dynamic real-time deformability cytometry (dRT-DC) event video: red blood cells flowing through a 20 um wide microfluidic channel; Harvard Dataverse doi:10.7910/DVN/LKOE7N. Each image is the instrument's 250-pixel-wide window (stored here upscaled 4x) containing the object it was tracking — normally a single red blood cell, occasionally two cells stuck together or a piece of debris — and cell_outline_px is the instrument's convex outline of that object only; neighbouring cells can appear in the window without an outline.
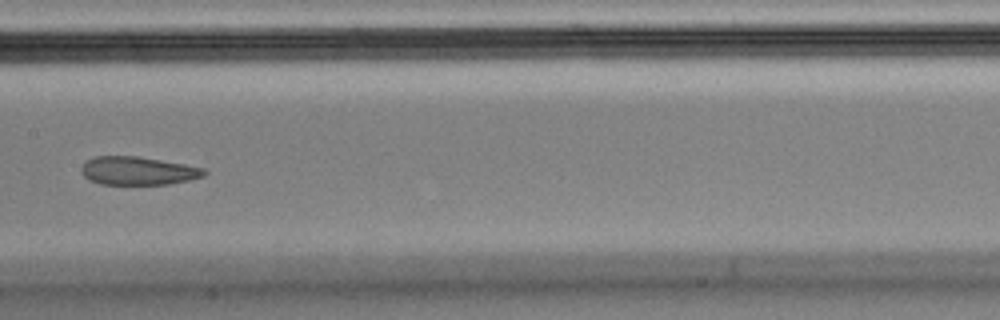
{"species": "Egyptian fruit bat (a non-hibernating species)", "species_latin": "Rousettus aegyptiacus", "temperature_condition": "cold", "stored_images_in_passage": 11, "camera_frame_rate_fps": 3000, "um_per_image_px": 0.085, "animal": {"sex": "male"}, "frame": {"image": 1, "passage_image": 8, "time_ms": 2.333, "image_size_px": [1000, 320], "cell_outline_px": [[208, 172], [204, 176], [192, 180], [168, 184], [100, 184], [88, 180], [80, 172], [80, 168], [88, 160], [96, 156], [136, 156], [184, 164], [204, 168]], "centroid_in_image_um": [11.73, 14.53], "position_along_channel_um": 195.7, "area_um2": 20.29}}